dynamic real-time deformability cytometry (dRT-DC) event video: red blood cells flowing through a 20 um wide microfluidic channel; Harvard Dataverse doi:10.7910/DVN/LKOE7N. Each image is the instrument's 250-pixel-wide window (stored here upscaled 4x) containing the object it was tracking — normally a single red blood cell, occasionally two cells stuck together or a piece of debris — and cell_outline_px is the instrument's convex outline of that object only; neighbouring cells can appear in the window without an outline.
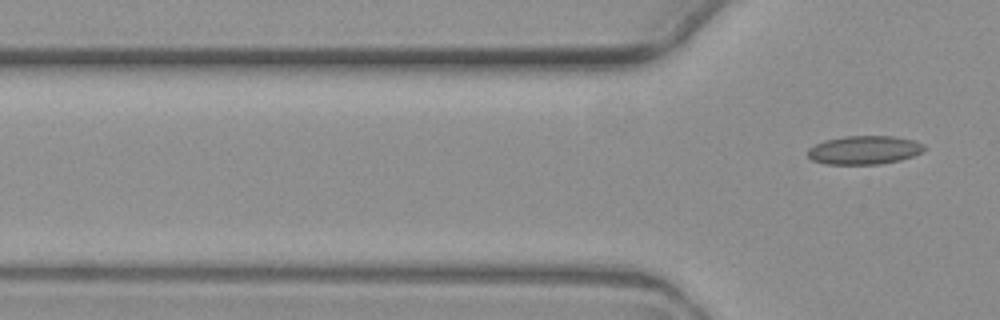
{"species": "common noctule bat (a hibernating species)", "species_latin": "Nyctalus noctula", "temperature_condition": "warm", "stored_images_in_passage": 2, "camera_frame_rate_fps": 3000, "um_per_image_px": 0.085, "animal": {"sex": "female", "body_mass_g": 19.3, "forearm_length_mm": 54.1}, "frame": {"image": 1, "passage_image": 2, "time_ms": 2.0, "image_size_px": [1000, 320], "cell_outline_px": [[924, 152], [900, 160], [880, 164], [824, 164], [812, 160], [808, 156], [808, 148], [824, 140], [844, 136], [892, 136], [912, 140], [924, 144]], "centroid_in_image_um": [73.45, 12.75], "position_along_channel_um": 52.4, "area_um2": 19.42}}